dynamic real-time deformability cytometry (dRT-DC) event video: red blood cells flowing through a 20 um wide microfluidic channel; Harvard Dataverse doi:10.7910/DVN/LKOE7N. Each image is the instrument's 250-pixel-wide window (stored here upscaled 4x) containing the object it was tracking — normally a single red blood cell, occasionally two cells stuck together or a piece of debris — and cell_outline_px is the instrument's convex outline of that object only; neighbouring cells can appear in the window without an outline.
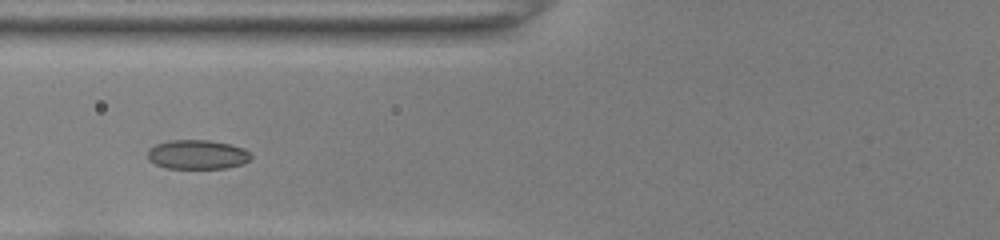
{"species": "common noctule bat (a hibernating species)", "species_latin": "Nyctalus noctula", "temperature_condition": "room temperature", "stored_images_in_passage": 39, "camera_frame_rate_fps": 3000, "um_per_image_px": 0.085, "animal": {"sex": "female", "body_mass_g": 22.0, "forearm_length_mm": 56.7}, "frame": {"image": 1, "passage_image": 10, "time_ms": 3.0, "image_size_px": [1000, 240], "cell_outline_px": [[252, 160], [244, 164], [224, 168], [168, 168], [156, 164], [148, 160], [148, 148], [156, 144], [168, 140], [208, 140], [228, 144], [244, 148], [252, 152]], "centroid_in_image_um": [16.81, 13.13], "position_along_channel_um": 109.0, "area_um2": 17.8}}
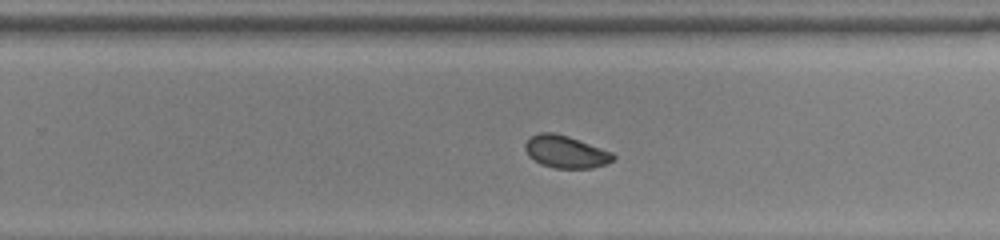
{"frame": {"image": 2, "passage_image": 23, "time_ms": 7.333, "image_size_px": [1000, 240], "cell_outline_px": [[616, 156], [612, 160], [604, 164], [592, 168], [556, 168], [540, 164], [528, 156], [524, 148], [524, 144], [532, 136], [540, 132], [552, 132], [568, 136], [612, 152]], "centroid_in_image_um": [48.05, 12.9], "position_along_channel_um": 281.7, "area_um2": 16.47}}
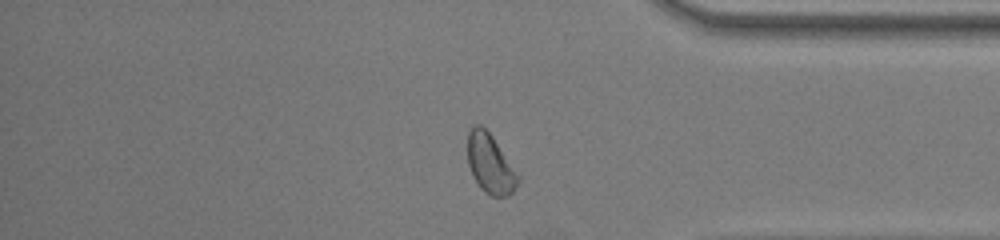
{"frame": {"image": 3, "passage_image": 32, "time_ms": 10.333, "image_size_px": [1000, 240], "cell_outline_px": [[520, 180], [512, 192], [508, 196], [492, 196], [484, 192], [480, 188], [472, 176], [468, 164], [468, 132], [476, 124], [480, 124], [492, 136], [520, 176]], "centroid_in_image_um": [41.67, 13.95], "position_along_channel_um": 393.5, "area_um2": 17.34}, "authors_computed_cell_mechanics": {"area_um2": 17.34, "velocity_mm_per_s": 3.9952, "shape_relaxation_time_tau1_ms": 4.4423, "shape_relaxation_time_tau2_ms": 2.363, "deformation_change_tau1": 0.1083, "deformation_change_tau2": 0.0481}}